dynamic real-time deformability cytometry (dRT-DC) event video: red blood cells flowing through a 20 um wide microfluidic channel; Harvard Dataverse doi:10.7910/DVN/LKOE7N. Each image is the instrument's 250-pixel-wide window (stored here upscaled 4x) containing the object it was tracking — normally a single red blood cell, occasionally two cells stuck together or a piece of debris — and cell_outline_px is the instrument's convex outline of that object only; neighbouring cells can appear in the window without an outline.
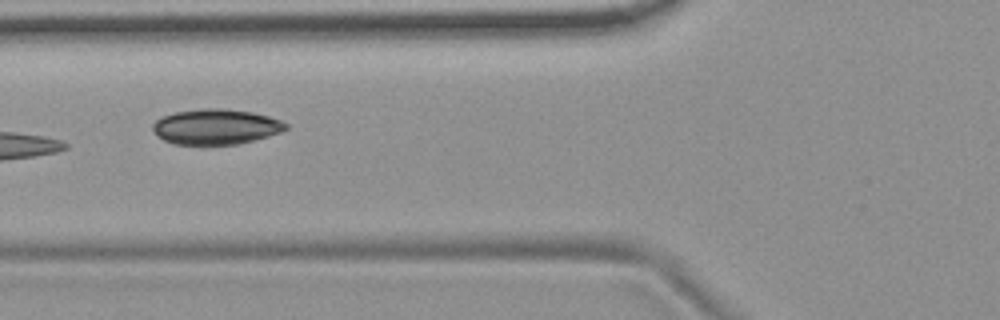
{"species": "common noctule bat (a hibernating species)", "species_latin": "Nyctalus noctula", "temperature_condition": "room temperature", "stored_images_in_passage": 9, "camera_frame_rate_fps": 3000, "um_per_image_px": 0.085, "animal": {"sex": "female", "body_mass_g": 19.9}, "frame": {"image": 1, "passage_image": 7, "time_ms": 7.0, "image_size_px": [1000, 320], "cell_outline_px": [[288, 128], [280, 132], [268, 136], [236, 144], [172, 144], [164, 140], [152, 128], [152, 124], [160, 116], [172, 112], [200, 108], [224, 108], [252, 112], [268, 116], [280, 120], [288, 124]], "centroid_in_image_um": [18.33, 10.75], "position_along_channel_um": 107.5, "area_um2": 27.4}}
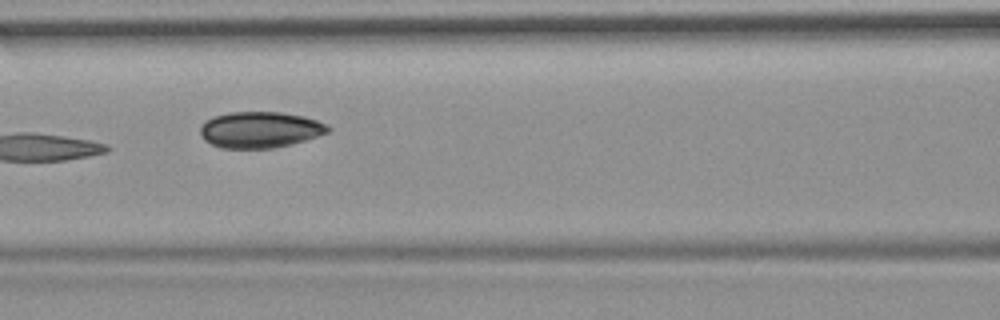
{"frame": {"image": 2, "passage_image": 8, "time_ms": 8.0, "image_size_px": [1000, 320], "cell_outline_px": [[332, 128], [328, 132], [304, 140], [272, 148], [220, 148], [204, 140], [200, 132], [200, 124], [204, 120], [228, 112], [280, 112], [304, 116], [328, 124]], "centroid_in_image_um": [22.07, 11.02], "position_along_channel_um": 144.5, "area_um2": 26.88}}